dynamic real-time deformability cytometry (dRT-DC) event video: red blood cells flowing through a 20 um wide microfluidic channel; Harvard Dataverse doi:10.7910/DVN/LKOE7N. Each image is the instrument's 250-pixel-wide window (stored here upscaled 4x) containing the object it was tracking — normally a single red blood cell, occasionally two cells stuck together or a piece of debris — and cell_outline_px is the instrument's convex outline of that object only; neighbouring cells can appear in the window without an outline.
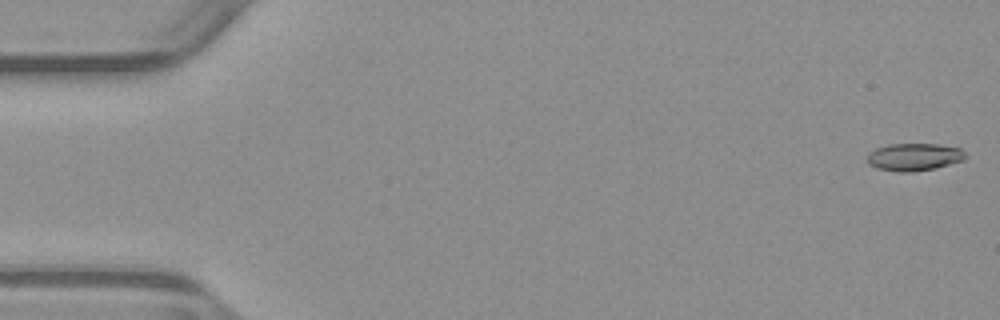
{"species": "common noctule bat (a hibernating species)", "species_latin": "Nyctalus noctula", "temperature_condition": "warm", "stored_images_in_passage": 13, "camera_frame_rate_fps": 3000, "um_per_image_px": 0.085, "animal": {"sex": "male", "body_mass_g": 23.1, "forearm_length_mm": 52.7}, "frame": {"image": 1, "passage_image": 1, "time_ms": 0.0, "image_size_px": [1000, 320], "cell_outline_px": [[968, 156], [964, 160], [936, 168], [912, 172], [896, 172], [876, 168], [868, 164], [868, 152], [876, 148], [888, 144], [940, 144], [960, 148]], "centroid_in_image_um": [77.7, 13.34], "position_along_channel_um": 7.3, "area_um2": 15.95}}